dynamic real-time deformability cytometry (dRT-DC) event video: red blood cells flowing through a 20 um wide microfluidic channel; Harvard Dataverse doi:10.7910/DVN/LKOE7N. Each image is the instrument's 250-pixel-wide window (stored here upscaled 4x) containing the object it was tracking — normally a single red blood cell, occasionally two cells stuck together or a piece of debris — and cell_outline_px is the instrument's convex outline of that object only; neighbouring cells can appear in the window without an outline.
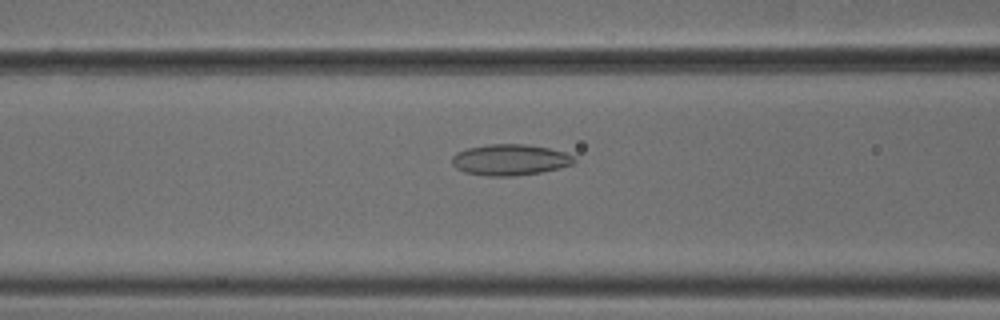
{"species": "common noctule bat (a hibernating species)", "species_latin": "Nyctalus noctula", "temperature_condition": "cold", "stored_images_in_passage": 53, "camera_frame_rate_fps": 3000, "um_per_image_px": 0.085, "animal": {"sex": "male", "body_mass_g": 18.8}, "frame": {"image": 1, "passage_image": 22, "time_ms": 7.0, "image_size_px": [1000, 320], "cell_outline_px": [[576, 160], [572, 164], [560, 168], [540, 172], [512, 176], [484, 176], [464, 172], [456, 168], [452, 164], [452, 156], [456, 152], [468, 148], [488, 144], [528, 144], [548, 148], [564, 152], [572, 156]], "centroid_in_image_um": [43.32, 13.58], "position_along_channel_um": 123.3, "area_um2": 22.14}}
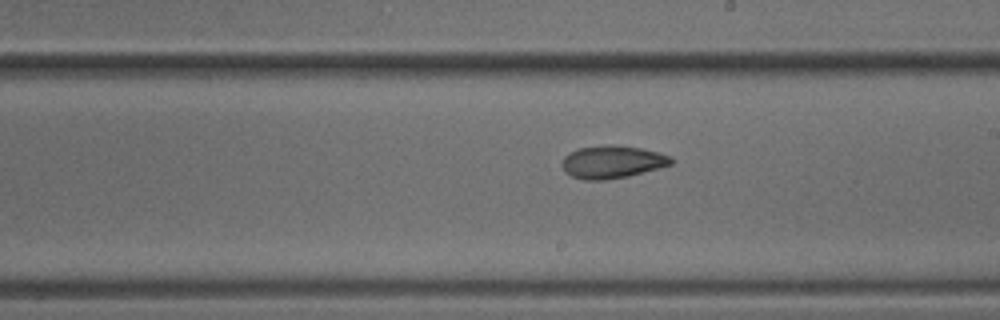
{"frame": {"image": 2, "passage_image": 31, "time_ms": 10.0, "image_size_px": [1000, 320], "cell_outline_px": [[676, 160], [672, 164], [628, 176], [604, 180], [584, 180], [572, 176], [564, 172], [564, 156], [568, 152], [580, 148], [608, 144], [612, 144], [640, 148], [660, 152], [672, 156]], "centroid_in_image_um": [52.08, 13.75], "position_along_channel_um": 236.9, "area_um2": 20.81}}
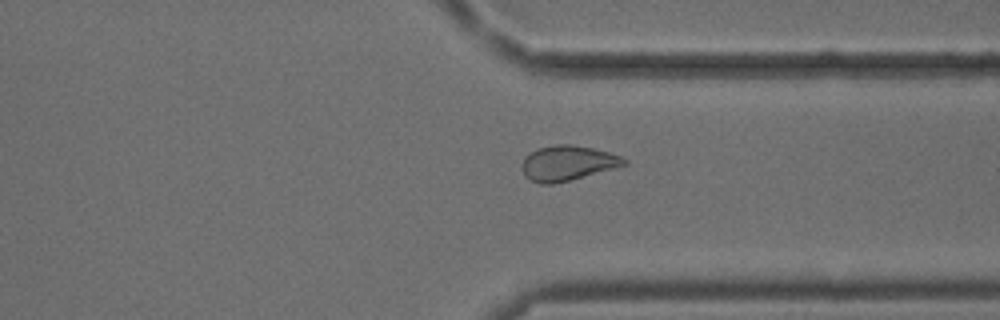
{"frame": {"image": 3, "passage_image": 41, "time_ms": 13.333, "image_size_px": [1000, 320], "cell_outline_px": [[628, 164], [568, 180], [552, 184], [540, 184], [524, 176], [520, 168], [524, 156], [536, 148], [556, 144], [572, 144], [592, 148], [608, 152], [620, 156], [628, 160]], "centroid_in_image_um": [48.18, 13.85], "position_along_channel_um": 363.2, "area_um2": 20.81}, "authors_computed_cell_mechanics": {"area_um2": 22.1374, "velocity_mm_per_s": 3.7841, "shape_relaxation_time_tau1_ms": 7.1231, "shape_relaxation_time_tau2_ms": 3.2641, "deformation_change_tau1": 0.1463, "deformation_change_tau2": 0.0901}}